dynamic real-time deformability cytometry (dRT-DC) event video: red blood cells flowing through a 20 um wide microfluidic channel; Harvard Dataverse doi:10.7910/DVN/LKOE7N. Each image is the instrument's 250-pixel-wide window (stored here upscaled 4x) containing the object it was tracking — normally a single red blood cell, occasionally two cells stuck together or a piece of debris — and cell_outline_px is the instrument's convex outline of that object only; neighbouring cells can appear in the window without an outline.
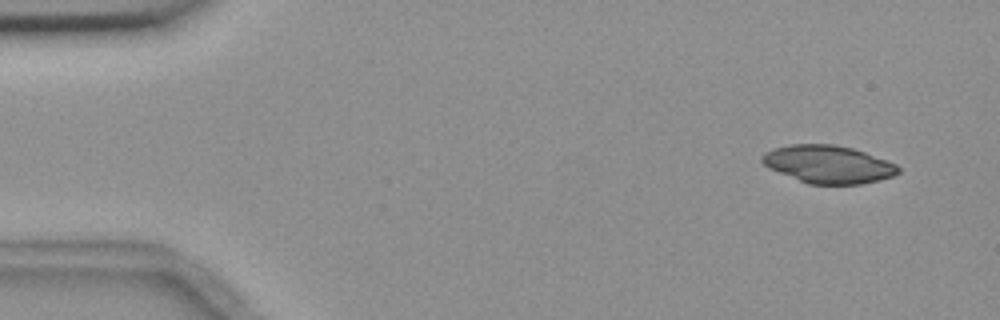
{"species": "common noctule bat (a hibernating species)", "species_latin": "Nyctalus noctula", "temperature_condition": "room temperature", "stored_images_in_passage": 9, "camera_frame_rate_fps": 3000, "um_per_image_px": 0.085, "animal": {"sex": "female", "body_mass_g": 18.4}, "frame": {"image": 1, "passage_image": 1, "time_ms": 0.0, "image_size_px": [1000, 320], "cell_outline_px": [[900, 172], [892, 176], [880, 180], [860, 184], [808, 184], [768, 168], [760, 160], [760, 156], [764, 152], [776, 148], [792, 144], [832, 144], [852, 148], [864, 152], [896, 164], [900, 168]], "centroid_in_image_um": [70.38, 13.97], "position_along_channel_um": 14.6, "area_um2": 29.88}}